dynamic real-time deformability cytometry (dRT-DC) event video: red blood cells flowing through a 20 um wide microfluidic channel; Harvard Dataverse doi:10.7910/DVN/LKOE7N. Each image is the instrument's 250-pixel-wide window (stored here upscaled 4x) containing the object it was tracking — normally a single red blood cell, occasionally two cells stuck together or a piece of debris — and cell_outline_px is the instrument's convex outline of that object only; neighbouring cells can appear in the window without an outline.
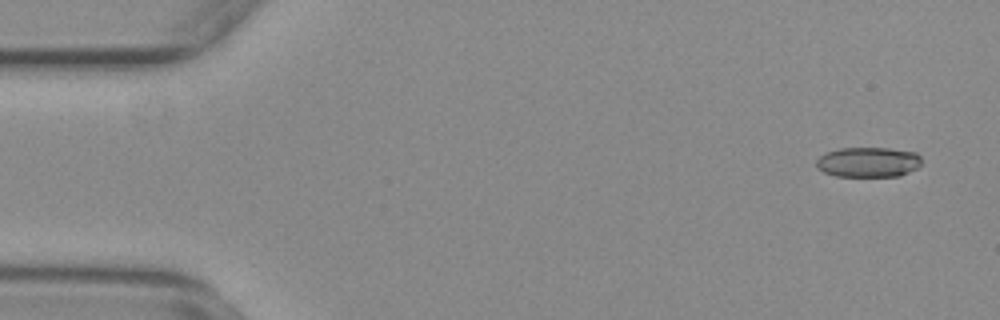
{"species": "common noctule bat (a hibernating species)", "species_latin": "Nyctalus noctula", "temperature_condition": "warm", "stored_images_in_passage": 55, "camera_frame_rate_fps": 3000, "um_per_image_px": 0.085, "animal": {"sex": "female", "body_mass_g": 29.2, "forearm_length_mm": 56.3}, "frame": {"image": 1, "passage_image": 3, "time_ms": 0.667, "image_size_px": [1000, 320], "cell_outline_px": [[920, 164], [916, 168], [900, 176], [836, 176], [824, 172], [816, 168], [816, 160], [824, 152], [840, 148], [888, 148], [916, 152], [920, 156]], "centroid_in_image_um": [73.76, 13.77], "position_along_channel_um": 11.2, "area_um2": 18.5}}
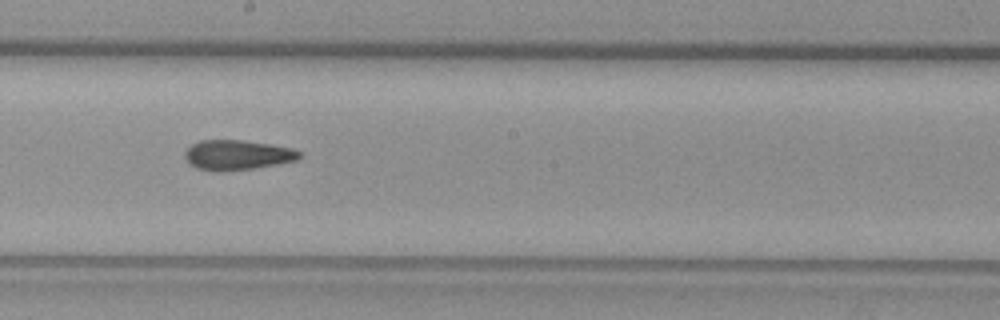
{"frame": {"image": 2, "passage_image": 30, "time_ms": 9.667, "image_size_px": [1000, 320], "cell_outline_px": [[300, 156], [296, 160], [276, 164], [252, 168], [196, 168], [184, 156], [184, 152], [192, 144], [200, 140], [244, 140], [292, 148], [300, 152]], "centroid_in_image_um": [20.19, 13.11], "position_along_channel_um": 228.0, "area_um2": 18.9}}
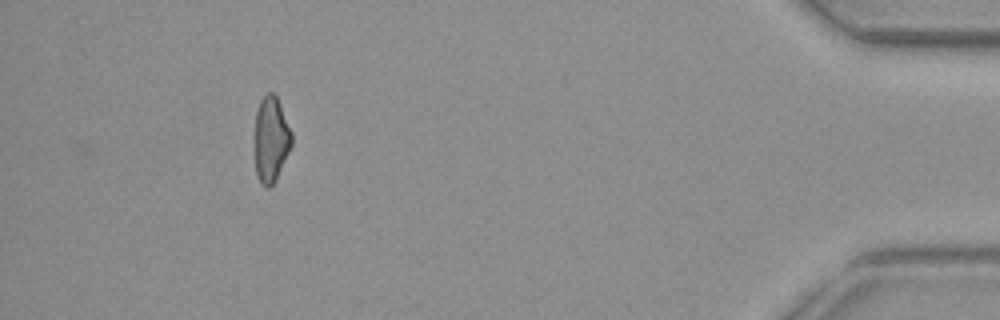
{"frame": {"image": 3, "passage_image": 50, "time_ms": 16.333, "image_size_px": [1000, 320], "cell_outline_px": [[292, 144], [276, 180], [268, 188], [256, 176], [256, 112], [260, 100], [268, 92], [272, 92], [276, 96], [280, 104], [292, 132]], "centroid_in_image_um": [23.06, 11.82], "position_along_channel_um": 412.1, "area_um2": 18.03}, "authors_computed_cell_mechanics": {"area_um2": 19.652, "velocity_mm_per_s": 3.787, "shape_relaxation_time_tau1_ms": null, "shape_relaxation_time_tau2_ms": 3.2913, "deformation_change_tau1": null, "deformation_change_tau2": 0.1062}}